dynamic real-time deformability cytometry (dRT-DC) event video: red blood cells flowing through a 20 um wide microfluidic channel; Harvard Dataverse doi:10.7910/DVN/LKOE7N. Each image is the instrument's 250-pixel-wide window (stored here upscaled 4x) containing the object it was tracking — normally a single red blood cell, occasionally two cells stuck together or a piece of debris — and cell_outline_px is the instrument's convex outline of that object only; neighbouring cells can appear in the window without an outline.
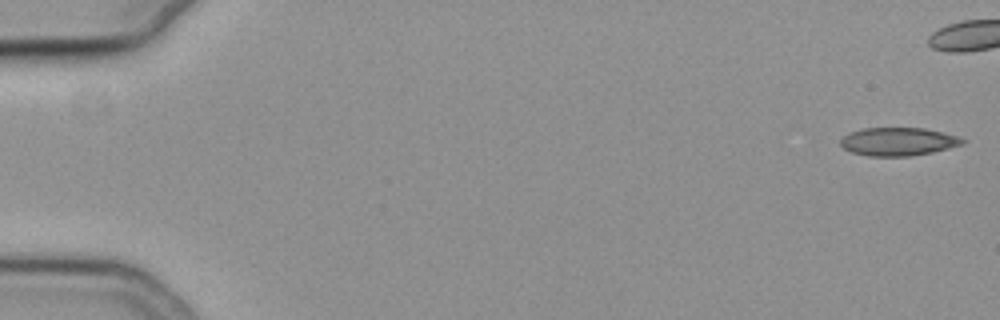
{"species": "common noctule bat (a hibernating species)", "species_latin": "Nyctalus noctula", "temperature_condition": "cold", "stored_images_in_passage": 10, "camera_frame_rate_fps": 3000, "um_per_image_px": 0.085, "animal": {"sex": "female", "body_mass_g": 19.3, "forearm_length_mm": 54.1}, "frame": {"image": 1, "passage_image": 1, "time_ms": 0.0, "image_size_px": [1000, 320], "cell_outline_px": [[968, 140], [964, 144], [932, 152], [912, 156], [868, 156], [852, 152], [844, 148], [840, 144], [840, 140], [844, 136], [852, 132], [864, 128], [924, 128], [944, 132]], "centroid_in_image_um": [76.38, 12.04], "position_along_channel_um": 8.6, "area_um2": 20.0}}